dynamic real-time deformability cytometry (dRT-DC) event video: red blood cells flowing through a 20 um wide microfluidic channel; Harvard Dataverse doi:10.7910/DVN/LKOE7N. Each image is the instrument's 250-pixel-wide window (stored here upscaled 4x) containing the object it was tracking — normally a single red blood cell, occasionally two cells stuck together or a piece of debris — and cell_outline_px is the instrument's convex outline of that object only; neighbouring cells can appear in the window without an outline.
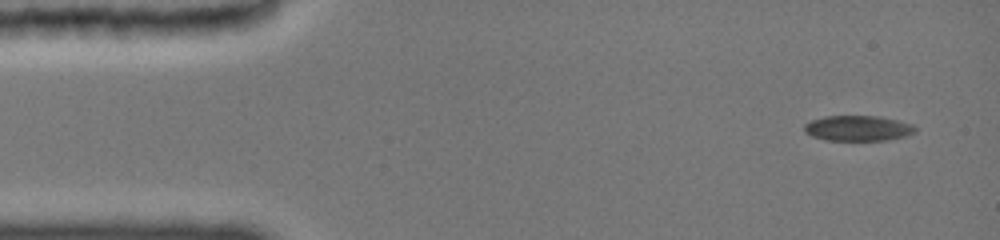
{"species": "common noctule bat (a hibernating species)", "species_latin": "Nyctalus noctula", "temperature_condition": "cold", "stored_images_in_passage": 5, "camera_frame_rate_fps": 3000, "um_per_image_px": 0.085, "animal": {"sex": "female", "body_mass_g": 19.0, "forearm_length_mm": 51.5}, "frame": {"image": 1, "passage_image": 1, "time_ms": 0.0, "image_size_px": [1000, 240], "cell_outline_px": [[916, 128], [912, 132], [900, 136], [884, 140], [828, 140], [816, 136], [808, 132], [804, 128], [804, 124], [812, 120], [828, 116], [876, 116], [912, 124]], "centroid_in_image_um": [72.9, 10.89], "position_along_channel_um": 12.1, "area_um2": 15.66}}
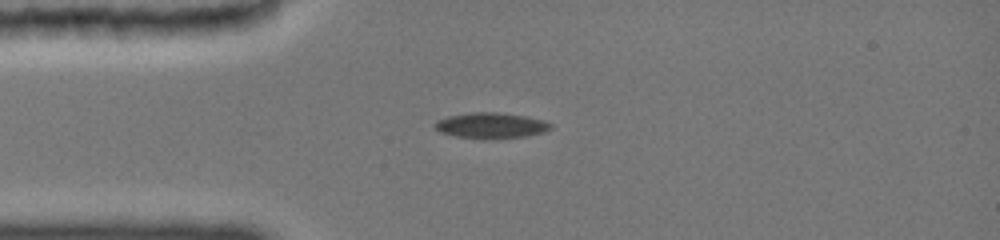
{"frame": {"image": 2, "passage_image": 4, "time_ms": 3.0, "image_size_px": [1000, 240], "cell_outline_px": [[552, 124], [548, 128], [540, 132], [524, 136], [460, 136], [444, 132], [436, 128], [436, 124], [440, 120], [448, 116], [476, 112], [496, 112], [524, 116], [540, 120]], "centroid_in_image_um": [41.74, 10.61], "position_along_channel_um": 43.3, "area_um2": 15.66}}